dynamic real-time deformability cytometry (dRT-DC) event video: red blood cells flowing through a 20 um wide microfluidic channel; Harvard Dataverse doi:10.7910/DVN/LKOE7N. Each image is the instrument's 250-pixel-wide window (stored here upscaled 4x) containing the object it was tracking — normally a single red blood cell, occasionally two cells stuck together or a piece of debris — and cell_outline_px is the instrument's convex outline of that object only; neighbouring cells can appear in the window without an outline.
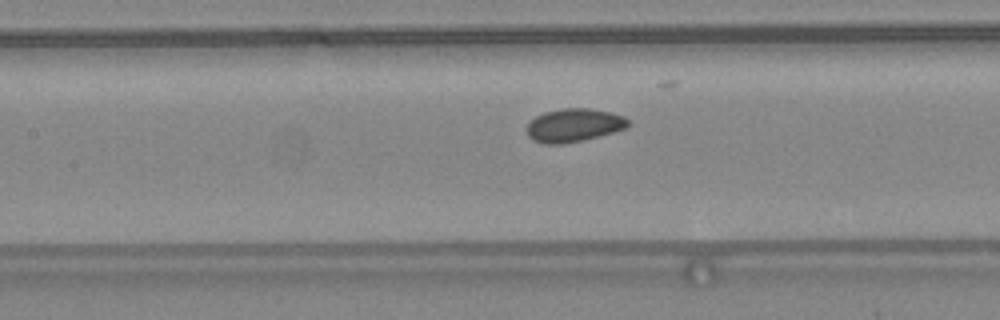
{"species": "common noctule bat (a hibernating species)", "species_latin": "Nyctalus noctula", "temperature_condition": "warm", "stored_images_in_passage": 31, "camera_frame_rate_fps": 3000, "um_per_image_px": 0.085, "animal": {"sex": "female", "body_mass_g": 24.6, "forearm_length_mm": 56.2}, "frame": {"image": 1, "passage_image": 13, "time_ms": 4.0, "image_size_px": [1000, 320], "cell_outline_px": [[628, 124], [624, 128], [600, 136], [564, 144], [544, 144], [532, 140], [528, 136], [528, 124], [536, 116], [544, 112], [560, 108], [588, 108], [612, 112], [624, 116], [628, 120]], "centroid_in_image_um": [48.76, 10.64], "position_along_channel_um": 158.6, "area_um2": 19.59}}